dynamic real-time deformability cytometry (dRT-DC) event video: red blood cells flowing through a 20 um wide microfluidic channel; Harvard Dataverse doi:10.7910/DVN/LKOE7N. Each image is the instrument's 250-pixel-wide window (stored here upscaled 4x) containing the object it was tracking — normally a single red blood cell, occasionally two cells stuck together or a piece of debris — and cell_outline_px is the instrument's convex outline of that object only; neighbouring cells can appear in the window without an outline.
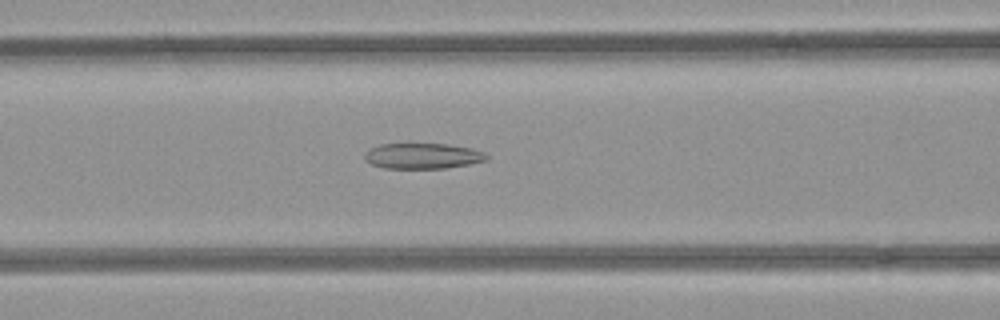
{"species": "common noctule bat (a hibernating species)", "species_latin": "Nyctalus noctula", "temperature_condition": "room temperature", "stored_images_in_passage": 49, "camera_frame_rate_fps": 3000, "um_per_image_px": 0.085, "animal": {"sex": "female", "body_mass_g": 21.9}, "frame": {"image": 1, "passage_image": 22, "time_ms": 7.0, "image_size_px": [1000, 320], "cell_outline_px": [[488, 160], [468, 164], [444, 168], [384, 168], [372, 164], [364, 160], [364, 156], [368, 148], [380, 144], [448, 144], [472, 148], [484, 152], [488, 156]], "centroid_in_image_um": [35.91, 13.25], "position_along_channel_um": 130.7, "area_um2": 18.21}}
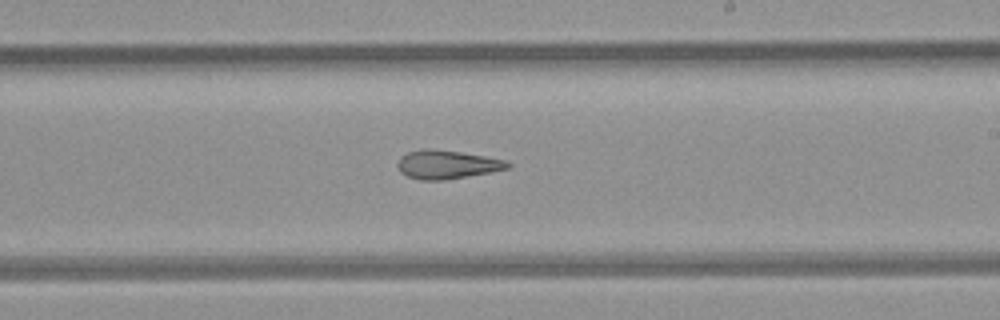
{"frame": {"image": 2, "passage_image": 31, "time_ms": 10.0, "image_size_px": [1000, 320], "cell_outline_px": [[512, 164], [508, 168], [488, 172], [444, 180], [420, 180], [408, 176], [400, 172], [396, 164], [400, 156], [408, 152], [424, 148], [428, 148], [460, 152], [508, 160]], "centroid_in_image_um": [37.96, 13.97], "position_along_channel_um": 251.0, "area_um2": 18.26}}
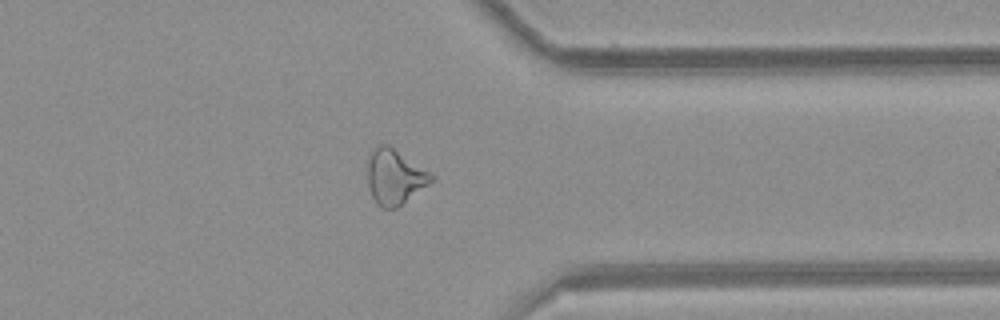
{"frame": {"image": 3, "passage_image": 41, "time_ms": 13.333, "image_size_px": [1000, 320], "cell_outline_px": [[436, 176], [428, 184], [396, 208], [380, 208], [372, 196], [368, 188], [368, 160], [372, 148], [380, 144], [388, 144]], "centroid_in_image_um": [33.52, 15.02], "position_along_channel_um": 377.9, "area_um2": 20.29}, "authors_computed_cell_mechanics": {"area_um2": 20.6924, "velocity_mm_per_s": 4.0132, "shape_relaxation_time_tau1_ms": null, "shape_relaxation_time_tau2_ms": 5.0412, "deformation_change_tau1": null, "deformation_change_tau2": 0.1619}}